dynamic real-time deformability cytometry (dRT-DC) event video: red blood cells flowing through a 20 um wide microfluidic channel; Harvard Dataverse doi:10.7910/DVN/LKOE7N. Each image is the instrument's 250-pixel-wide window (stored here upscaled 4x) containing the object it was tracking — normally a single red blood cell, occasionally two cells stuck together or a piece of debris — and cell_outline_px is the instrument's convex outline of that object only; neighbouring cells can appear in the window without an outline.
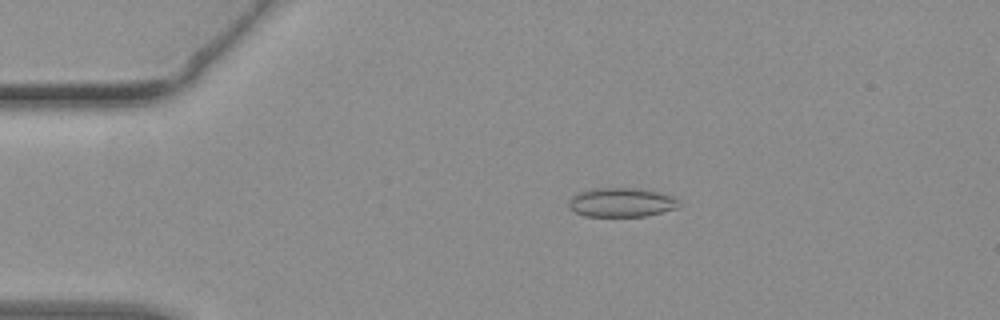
{"species": "common noctule bat (a hibernating species)", "species_latin": "Nyctalus noctula", "temperature_condition": "warm", "stored_images_in_passage": 39, "camera_frame_rate_fps": 3000, "um_per_image_px": 0.085, "animal": {"sex": "female", "body_mass_g": 19.3, "forearm_length_mm": 54.1}, "frame": {"image": 1, "passage_image": 3, "time_ms": 0.667, "image_size_px": [1000, 320], "cell_outline_px": [[680, 204], [676, 208], [648, 216], [584, 216], [568, 208], [568, 200], [572, 196], [580, 192], [596, 188], [636, 188], [656, 192], [672, 196], [680, 200]], "centroid_in_image_um": [52.81, 17.21], "position_along_channel_um": 32.2, "area_um2": 18.67}}
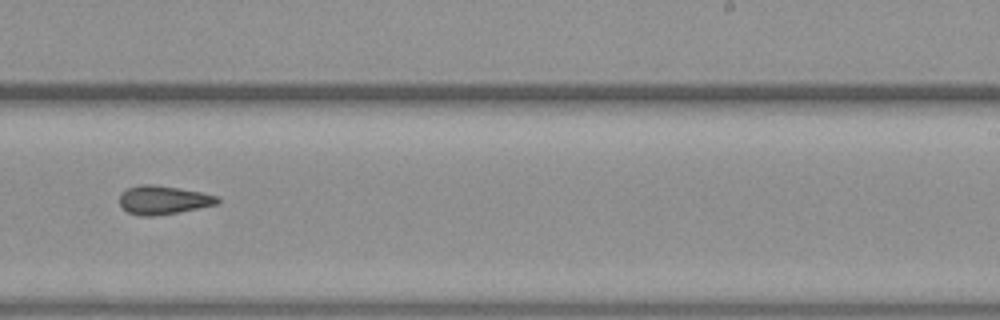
{"frame": {"image": 2, "passage_image": 22, "time_ms": 7.0, "image_size_px": [1000, 320], "cell_outline_px": [[220, 204], [176, 212], [152, 216], [140, 216], [128, 212], [120, 208], [120, 192], [128, 188], [140, 184], [152, 184], [180, 188], [220, 196]], "centroid_in_image_um": [13.87, 16.99], "position_along_channel_um": 275.1, "area_um2": 16.47}}
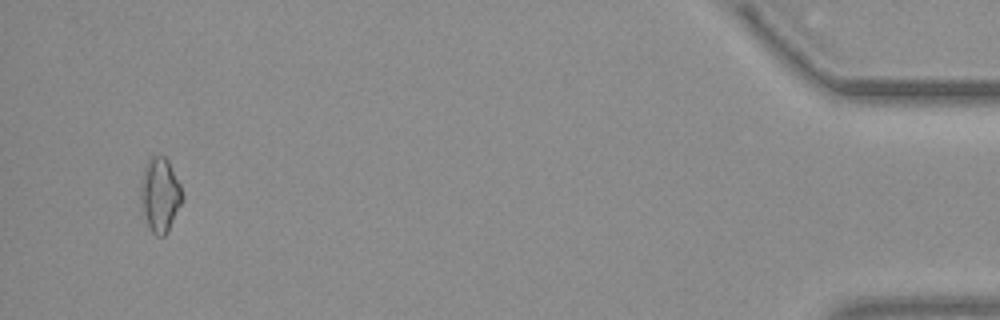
{"frame": {"image": 3, "passage_image": 37, "time_ms": 12.0, "image_size_px": [1000, 320], "cell_outline_px": [[184, 200], [168, 232], [164, 236], [156, 236], [148, 228], [140, 200], [140, 180], [144, 168], [148, 160], [152, 156], [164, 156], [168, 160], [180, 184], [184, 196]], "centroid_in_image_um": [13.61, 16.58], "position_along_channel_um": 421.6, "area_um2": 18.32}}